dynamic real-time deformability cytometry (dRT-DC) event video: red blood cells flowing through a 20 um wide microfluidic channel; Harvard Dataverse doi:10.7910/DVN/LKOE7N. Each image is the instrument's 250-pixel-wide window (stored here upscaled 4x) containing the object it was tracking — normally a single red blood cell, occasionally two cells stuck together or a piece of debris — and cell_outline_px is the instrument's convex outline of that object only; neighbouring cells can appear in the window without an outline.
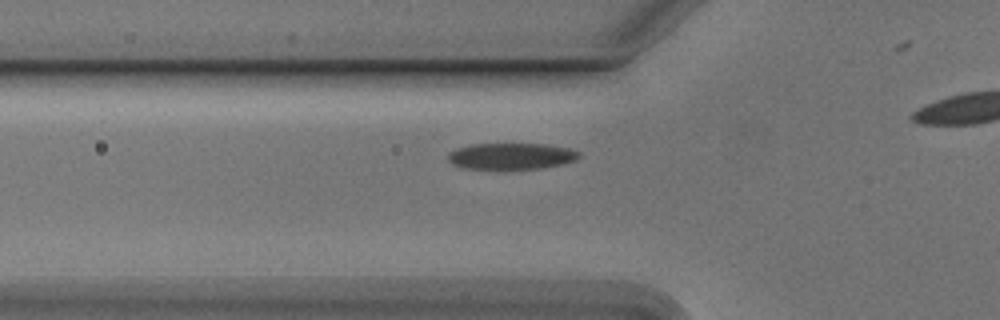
{"species": "Egyptian fruit bat (a non-hibernating species)", "species_latin": "Rousettus aegyptiacus", "temperature_condition": "cold", "stored_images_in_passage": 15, "camera_frame_rate_fps": 3000, "um_per_image_px": 0.085, "animal": {"sex": "male"}, "frame": {"image": 1, "passage_image": 6, "time_ms": 1.667, "image_size_px": [1000, 320], "cell_outline_px": [[580, 156], [576, 160], [564, 164], [544, 168], [464, 168], [452, 164], [448, 160], [448, 152], [456, 148], [468, 144], [548, 144], [568, 148], [580, 152]], "centroid_in_image_um": [43.46, 13.26], "position_along_channel_um": 82.3, "area_um2": 20.11}}
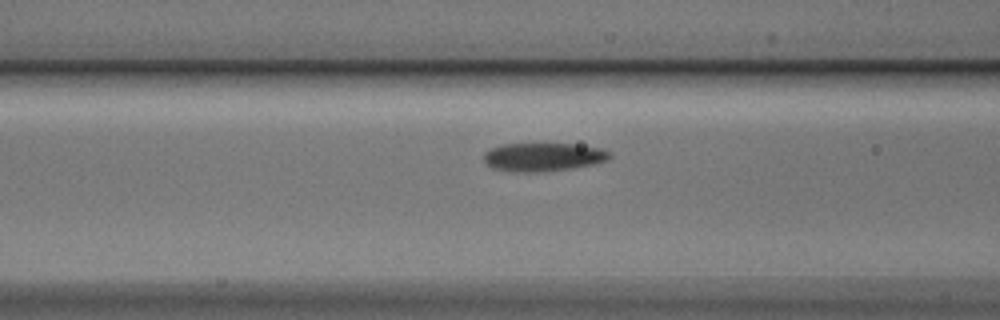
{"frame": {"image": 2, "passage_image": 9, "time_ms": 2.667, "image_size_px": [1000, 320], "cell_outline_px": [[612, 156], [608, 160], [592, 164], [568, 168], [536, 172], [520, 172], [492, 168], [484, 160], [484, 152], [488, 148], [504, 144], [576, 144], [600, 148], [612, 152]], "centroid_in_image_um": [46.17, 13.33], "position_along_channel_um": 120.4, "area_um2": 20.69}}
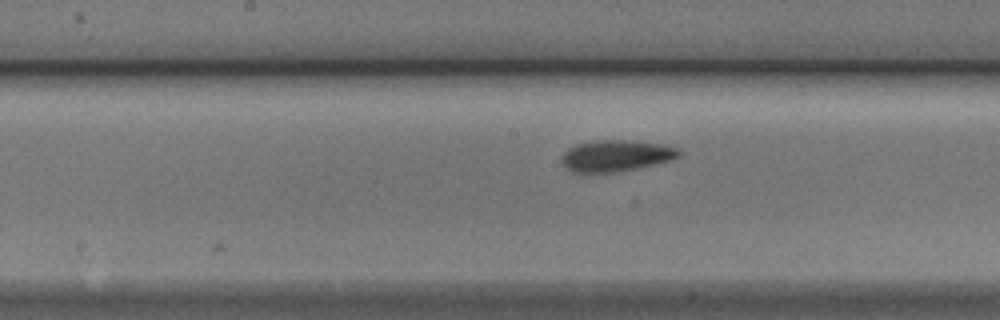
{"frame": {"image": 3, "passage_image": 15, "time_ms": 4.667, "image_size_px": [1000, 320], "cell_outline_px": [[680, 156], [672, 160], [636, 168], [616, 172], [572, 172], [564, 164], [564, 152], [568, 148], [576, 144], [600, 140], [624, 140], [664, 144], [680, 148]], "centroid_in_image_um": [52.42, 13.23], "position_along_channel_um": 195.8, "area_um2": 21.15}}